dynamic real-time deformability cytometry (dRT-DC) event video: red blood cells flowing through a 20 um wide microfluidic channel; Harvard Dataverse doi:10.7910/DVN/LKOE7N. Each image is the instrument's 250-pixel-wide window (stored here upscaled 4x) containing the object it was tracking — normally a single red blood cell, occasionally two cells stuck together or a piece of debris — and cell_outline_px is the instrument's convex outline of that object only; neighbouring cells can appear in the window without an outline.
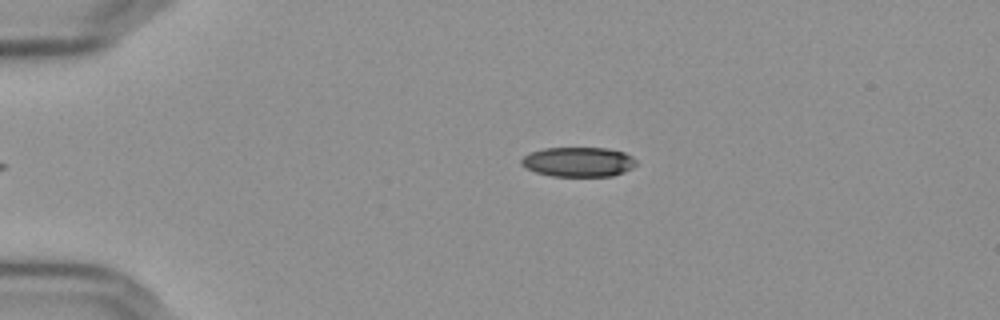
{"species": "Egyptian fruit bat (a non-hibernating species)", "species_latin": "Rousettus aegyptiacus", "temperature_condition": "cold", "stored_images_in_passage": 38, "camera_frame_rate_fps": 3000, "um_per_image_px": 0.085, "frame": {"image": 1, "passage_image": 2, "time_ms": 0.333, "image_size_px": [1000, 320], "cell_outline_px": [[636, 164], [632, 168], [624, 172], [612, 176], [552, 176], [536, 172], [524, 168], [520, 164], [520, 160], [528, 152], [544, 148], [608, 148], [624, 152], [632, 156], [636, 160]], "centroid_in_image_um": [49.14, 13.76], "position_along_channel_um": 35.9, "area_um2": 20.06}}
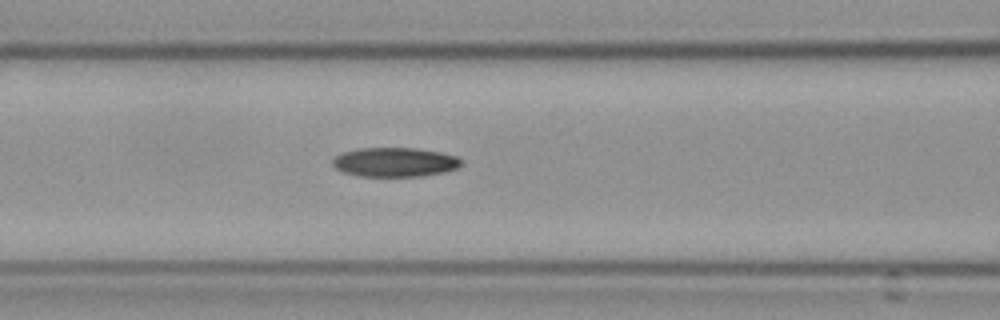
{"frame": {"image": 2, "passage_image": 14, "time_ms": 4.333, "image_size_px": [1000, 320], "cell_outline_px": [[464, 164], [456, 168], [444, 172], [420, 176], [360, 176], [344, 172], [336, 168], [332, 164], [332, 160], [336, 156], [344, 152], [356, 148], [416, 148], [440, 152], [456, 156], [464, 160]], "centroid_in_image_um": [33.59, 13.77], "position_along_channel_um": 133.0, "area_um2": 21.96}}
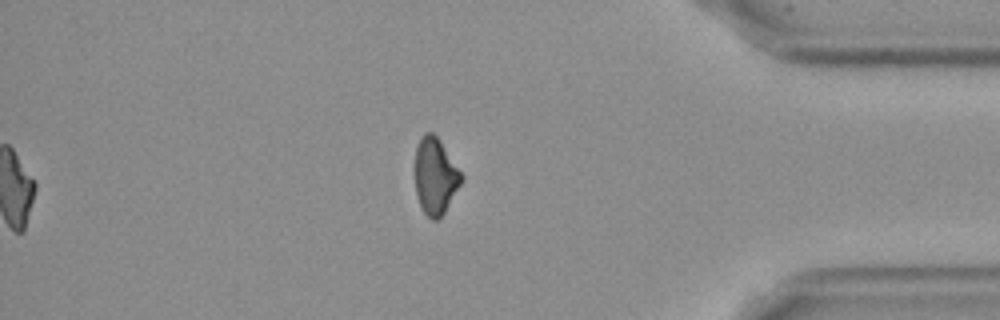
{"frame": {"image": 3, "passage_image": 38, "time_ms": 12.333, "image_size_px": [1000, 320], "cell_outline_px": [[464, 180], [444, 212], [436, 220], [432, 220], [424, 212], [420, 204], [416, 192], [416, 148], [420, 136], [424, 132], [432, 132], [436, 136], [464, 176]], "centroid_in_image_um": [37.01, 14.96], "position_along_channel_um": 398.2, "area_um2": 20.35}, "authors_computed_cell_mechanics": {"area_um2": 22.1085, "velocity_mm_per_s": 3.6486, "shape_relaxation_time_tau1_ms": 7.2501, "shape_relaxation_time_tau2_ms": null, "deformation_change_tau1": 0.1571, "deformation_change_tau2": null}}